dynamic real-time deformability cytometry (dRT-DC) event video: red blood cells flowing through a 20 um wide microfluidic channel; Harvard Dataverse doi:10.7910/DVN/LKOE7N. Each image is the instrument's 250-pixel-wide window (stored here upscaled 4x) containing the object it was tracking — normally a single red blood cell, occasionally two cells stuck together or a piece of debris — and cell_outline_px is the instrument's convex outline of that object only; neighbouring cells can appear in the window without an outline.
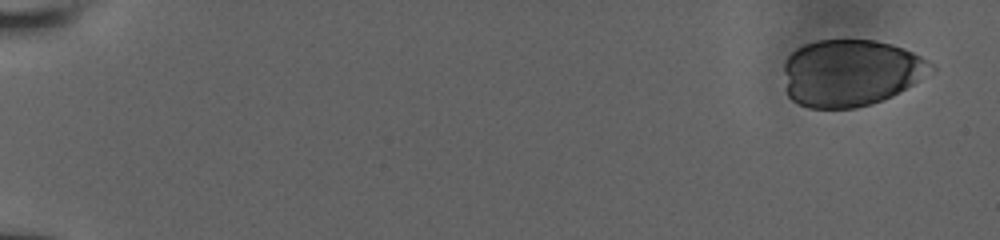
{"species": "human", "species_latin": "Homo sapiens", "temperature_condition": "room temperature", "stored_images_in_passage": 47, "camera_frame_rate_fps": 3000, "um_per_image_px": 0.085, "donor": {"sex": "male"}, "frame": {"image": 1, "passage_image": 1, "time_ms": 0.0, "image_size_px": [1000, 240], "cell_outline_px": [[936, 72], [892, 96], [872, 104], [856, 108], [808, 108], [792, 100], [788, 96], [784, 88], [784, 64], [788, 56], [796, 48], [804, 44], [816, 40], [876, 40], [892, 44], [904, 48], [936, 64]], "centroid_in_image_um": [72.34, 6.19], "position_along_channel_um": 12.7, "area_um2": 58.2}}